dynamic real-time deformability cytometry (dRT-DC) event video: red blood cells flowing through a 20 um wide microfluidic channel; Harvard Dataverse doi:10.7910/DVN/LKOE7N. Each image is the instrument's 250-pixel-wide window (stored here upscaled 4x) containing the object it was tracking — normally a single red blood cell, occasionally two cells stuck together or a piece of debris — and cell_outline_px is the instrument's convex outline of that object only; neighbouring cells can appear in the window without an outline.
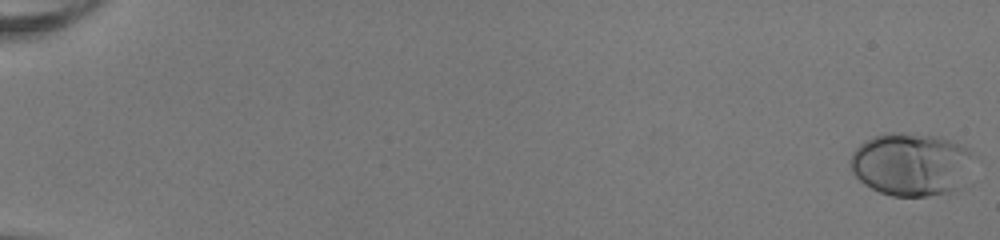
{"species": "human", "species_latin": "Homo sapiens", "temperature_condition": "room temperature", "stored_images_in_passage": 53, "camera_frame_rate_fps": 3000, "um_per_image_px": 0.085, "donor": {"sex": "female"}, "frame": {"image": 1, "passage_image": 1, "time_ms": 0.0, "image_size_px": [1000, 240], "cell_outline_px": [[972, 152], [960, 188], [948, 192], [928, 196], [892, 196], [880, 192], [864, 184], [852, 172], [848, 164], [848, 160], [852, 152], [864, 140], [872, 136], [884, 132], [904, 132], [936, 136], [948, 140], [968, 148]], "centroid_in_image_um": [77.34, 13.94], "position_along_channel_um": 7.7, "area_um2": 45.14}}
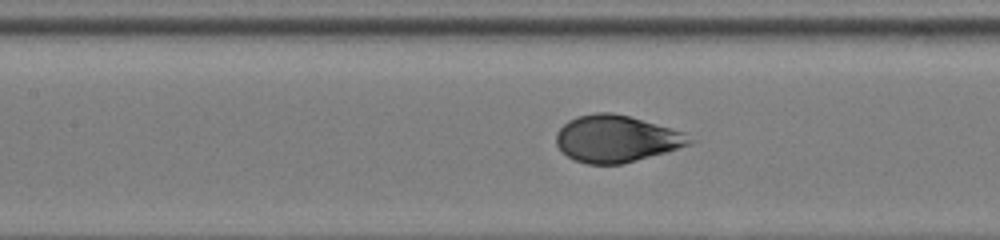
{"frame": {"image": 2, "passage_image": 27, "time_ms": 8.667, "image_size_px": [1000, 240], "cell_outline_px": [[696, 140], [692, 144], [624, 164], [588, 164], [576, 160], [568, 156], [556, 144], [556, 132], [568, 120], [576, 116], [596, 112], [612, 112], [628, 116], [684, 132]], "centroid_in_image_um": [52.39, 11.79], "position_along_channel_um": 155.0, "area_um2": 36.3}}
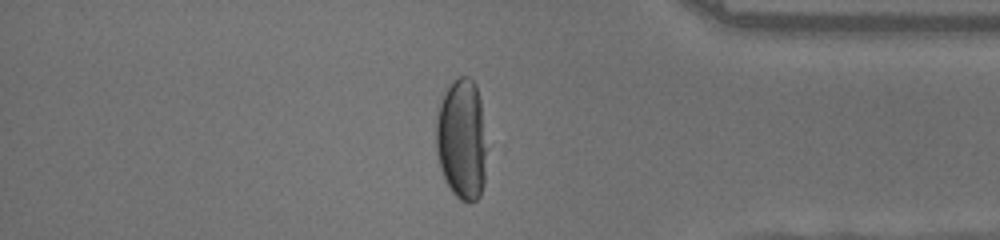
{"frame": {"image": 3, "passage_image": 46, "time_ms": 15.0, "image_size_px": [1000, 240], "cell_outline_px": [[484, 180], [480, 196], [476, 200], [460, 200], [452, 192], [440, 168], [436, 152], [436, 120], [440, 104], [452, 80], [460, 76], [468, 76], [476, 84], [480, 100], [484, 148]], "centroid_in_image_um": [39.21, 11.83], "position_along_channel_um": 396.0, "area_um2": 34.85}, "authors_computed_cell_mechanics": {"area_um2": 38.2636, "velocity_mm_per_s": 4.043, "shape_relaxation_time_tau1_ms": 3.3845, "shape_relaxation_time_tau2_ms": null, "deformation_change_tau1": 0.1971, "deformation_change_tau2": null}}